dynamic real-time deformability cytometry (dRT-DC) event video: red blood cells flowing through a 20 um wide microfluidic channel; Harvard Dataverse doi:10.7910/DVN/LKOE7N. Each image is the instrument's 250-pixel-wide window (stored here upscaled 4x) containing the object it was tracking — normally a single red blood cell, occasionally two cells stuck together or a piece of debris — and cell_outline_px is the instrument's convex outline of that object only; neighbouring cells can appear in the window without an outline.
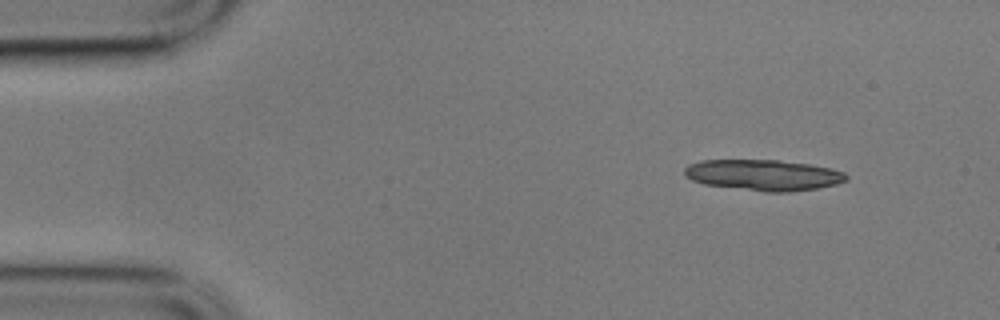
{"species": "common noctule bat (a hibernating species)", "species_latin": "Nyctalus noctula", "temperature_condition": "cold", "stored_images_in_passage": 4, "camera_frame_rate_fps": 3000, "um_per_image_px": 0.085, "animal": {"sex": "male", "body_mass_g": 17.9}, "frame": {"image": 1, "passage_image": 1, "time_ms": 0.0, "image_size_px": [1000, 320], "cell_outline_px": [[848, 180], [836, 184], [816, 188], [788, 192], [764, 192], [704, 184], [692, 180], [684, 176], [684, 168], [688, 164], [700, 160], [776, 160], [808, 164], [832, 168], [844, 172], [848, 176]], "centroid_in_image_um": [64.88, 14.88], "position_along_channel_um": 20.1, "area_um2": 29.25}}